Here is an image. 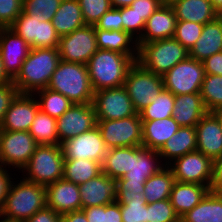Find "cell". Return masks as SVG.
I'll return each mask as SVG.
<instances>
[{"label": "cell", "instance_id": "obj_1", "mask_svg": "<svg viewBox=\"0 0 222 222\" xmlns=\"http://www.w3.org/2000/svg\"><path fill=\"white\" fill-rule=\"evenodd\" d=\"M137 59L138 54L98 49L86 64L94 92L123 86L129 68Z\"/></svg>", "mask_w": 222, "mask_h": 222}, {"label": "cell", "instance_id": "obj_2", "mask_svg": "<svg viewBox=\"0 0 222 222\" xmlns=\"http://www.w3.org/2000/svg\"><path fill=\"white\" fill-rule=\"evenodd\" d=\"M60 61L58 48H31L12 83L19 93L34 94L47 88Z\"/></svg>", "mask_w": 222, "mask_h": 222}, {"label": "cell", "instance_id": "obj_3", "mask_svg": "<svg viewBox=\"0 0 222 222\" xmlns=\"http://www.w3.org/2000/svg\"><path fill=\"white\" fill-rule=\"evenodd\" d=\"M16 182L10 184L0 212V222H25L46 206L45 186L24 178Z\"/></svg>", "mask_w": 222, "mask_h": 222}, {"label": "cell", "instance_id": "obj_4", "mask_svg": "<svg viewBox=\"0 0 222 222\" xmlns=\"http://www.w3.org/2000/svg\"><path fill=\"white\" fill-rule=\"evenodd\" d=\"M76 104L93 102L94 90L86 64L60 61L47 86Z\"/></svg>", "mask_w": 222, "mask_h": 222}, {"label": "cell", "instance_id": "obj_5", "mask_svg": "<svg viewBox=\"0 0 222 222\" xmlns=\"http://www.w3.org/2000/svg\"><path fill=\"white\" fill-rule=\"evenodd\" d=\"M188 56L189 51L180 42L168 38L143 43L138 48L137 62L146 70L163 76Z\"/></svg>", "mask_w": 222, "mask_h": 222}, {"label": "cell", "instance_id": "obj_6", "mask_svg": "<svg viewBox=\"0 0 222 222\" xmlns=\"http://www.w3.org/2000/svg\"><path fill=\"white\" fill-rule=\"evenodd\" d=\"M64 160L61 145H38L22 169L23 178L46 187L63 178Z\"/></svg>", "mask_w": 222, "mask_h": 222}, {"label": "cell", "instance_id": "obj_7", "mask_svg": "<svg viewBox=\"0 0 222 222\" xmlns=\"http://www.w3.org/2000/svg\"><path fill=\"white\" fill-rule=\"evenodd\" d=\"M123 86L138 114L164 89L162 76L146 70L137 61L129 68Z\"/></svg>", "mask_w": 222, "mask_h": 222}, {"label": "cell", "instance_id": "obj_8", "mask_svg": "<svg viewBox=\"0 0 222 222\" xmlns=\"http://www.w3.org/2000/svg\"><path fill=\"white\" fill-rule=\"evenodd\" d=\"M31 48H58L60 37L51 21L42 15H29L22 12L9 27Z\"/></svg>", "mask_w": 222, "mask_h": 222}, {"label": "cell", "instance_id": "obj_9", "mask_svg": "<svg viewBox=\"0 0 222 222\" xmlns=\"http://www.w3.org/2000/svg\"><path fill=\"white\" fill-rule=\"evenodd\" d=\"M205 77L203 63L187 57L163 76L164 89L173 95L200 93Z\"/></svg>", "mask_w": 222, "mask_h": 222}, {"label": "cell", "instance_id": "obj_10", "mask_svg": "<svg viewBox=\"0 0 222 222\" xmlns=\"http://www.w3.org/2000/svg\"><path fill=\"white\" fill-rule=\"evenodd\" d=\"M97 127L108 149L142 146V120L138 113L118 120H97Z\"/></svg>", "mask_w": 222, "mask_h": 222}, {"label": "cell", "instance_id": "obj_11", "mask_svg": "<svg viewBox=\"0 0 222 222\" xmlns=\"http://www.w3.org/2000/svg\"><path fill=\"white\" fill-rule=\"evenodd\" d=\"M37 146L29 131L0 130V166L23 169Z\"/></svg>", "mask_w": 222, "mask_h": 222}, {"label": "cell", "instance_id": "obj_12", "mask_svg": "<svg viewBox=\"0 0 222 222\" xmlns=\"http://www.w3.org/2000/svg\"><path fill=\"white\" fill-rule=\"evenodd\" d=\"M173 161L167 166L172 171L175 181L196 183L210 188L213 160L209 156H205L199 151H194Z\"/></svg>", "mask_w": 222, "mask_h": 222}, {"label": "cell", "instance_id": "obj_13", "mask_svg": "<svg viewBox=\"0 0 222 222\" xmlns=\"http://www.w3.org/2000/svg\"><path fill=\"white\" fill-rule=\"evenodd\" d=\"M98 50L95 26L84 25L60 37L58 51L61 61L87 64Z\"/></svg>", "mask_w": 222, "mask_h": 222}, {"label": "cell", "instance_id": "obj_14", "mask_svg": "<svg viewBox=\"0 0 222 222\" xmlns=\"http://www.w3.org/2000/svg\"><path fill=\"white\" fill-rule=\"evenodd\" d=\"M92 104L97 120H118L137 114L124 86L94 92Z\"/></svg>", "mask_w": 222, "mask_h": 222}, {"label": "cell", "instance_id": "obj_15", "mask_svg": "<svg viewBox=\"0 0 222 222\" xmlns=\"http://www.w3.org/2000/svg\"><path fill=\"white\" fill-rule=\"evenodd\" d=\"M56 123L59 144L61 145L66 140L97 126L95 108L92 103H74L61 117L56 119Z\"/></svg>", "mask_w": 222, "mask_h": 222}, {"label": "cell", "instance_id": "obj_16", "mask_svg": "<svg viewBox=\"0 0 222 222\" xmlns=\"http://www.w3.org/2000/svg\"><path fill=\"white\" fill-rule=\"evenodd\" d=\"M65 159H89L102 164L108 148L97 126L61 144Z\"/></svg>", "mask_w": 222, "mask_h": 222}, {"label": "cell", "instance_id": "obj_17", "mask_svg": "<svg viewBox=\"0 0 222 222\" xmlns=\"http://www.w3.org/2000/svg\"><path fill=\"white\" fill-rule=\"evenodd\" d=\"M38 110L34 94L18 93L4 115L0 130L29 131Z\"/></svg>", "mask_w": 222, "mask_h": 222}, {"label": "cell", "instance_id": "obj_18", "mask_svg": "<svg viewBox=\"0 0 222 222\" xmlns=\"http://www.w3.org/2000/svg\"><path fill=\"white\" fill-rule=\"evenodd\" d=\"M31 47L12 29L0 28V55L7 75L13 80L19 73Z\"/></svg>", "mask_w": 222, "mask_h": 222}, {"label": "cell", "instance_id": "obj_19", "mask_svg": "<svg viewBox=\"0 0 222 222\" xmlns=\"http://www.w3.org/2000/svg\"><path fill=\"white\" fill-rule=\"evenodd\" d=\"M46 206L60 215L81 210V196L79 185L65 179L47 185Z\"/></svg>", "mask_w": 222, "mask_h": 222}, {"label": "cell", "instance_id": "obj_20", "mask_svg": "<svg viewBox=\"0 0 222 222\" xmlns=\"http://www.w3.org/2000/svg\"><path fill=\"white\" fill-rule=\"evenodd\" d=\"M82 208L108 205L116 201L117 180L105 173L79 185Z\"/></svg>", "mask_w": 222, "mask_h": 222}, {"label": "cell", "instance_id": "obj_21", "mask_svg": "<svg viewBox=\"0 0 222 222\" xmlns=\"http://www.w3.org/2000/svg\"><path fill=\"white\" fill-rule=\"evenodd\" d=\"M197 149L212 160L222 155V128L218 118L208 112L196 124Z\"/></svg>", "mask_w": 222, "mask_h": 222}, {"label": "cell", "instance_id": "obj_22", "mask_svg": "<svg viewBox=\"0 0 222 222\" xmlns=\"http://www.w3.org/2000/svg\"><path fill=\"white\" fill-rule=\"evenodd\" d=\"M176 23L177 18L172 6L160 5L147 19L143 34L137 40L138 48L143 43L173 38Z\"/></svg>", "mask_w": 222, "mask_h": 222}, {"label": "cell", "instance_id": "obj_23", "mask_svg": "<svg viewBox=\"0 0 222 222\" xmlns=\"http://www.w3.org/2000/svg\"><path fill=\"white\" fill-rule=\"evenodd\" d=\"M156 150L143 146H132V165L129 172L117 180H129V182H146L165 165Z\"/></svg>", "mask_w": 222, "mask_h": 222}, {"label": "cell", "instance_id": "obj_24", "mask_svg": "<svg viewBox=\"0 0 222 222\" xmlns=\"http://www.w3.org/2000/svg\"><path fill=\"white\" fill-rule=\"evenodd\" d=\"M208 113L200 93L174 95L172 117L180 127H194Z\"/></svg>", "mask_w": 222, "mask_h": 222}, {"label": "cell", "instance_id": "obj_25", "mask_svg": "<svg viewBox=\"0 0 222 222\" xmlns=\"http://www.w3.org/2000/svg\"><path fill=\"white\" fill-rule=\"evenodd\" d=\"M222 49V16L204 24L200 38L189 51V57L200 62Z\"/></svg>", "mask_w": 222, "mask_h": 222}, {"label": "cell", "instance_id": "obj_26", "mask_svg": "<svg viewBox=\"0 0 222 222\" xmlns=\"http://www.w3.org/2000/svg\"><path fill=\"white\" fill-rule=\"evenodd\" d=\"M210 191L205 185L175 181L170 193V202L175 213L181 218L196 206Z\"/></svg>", "mask_w": 222, "mask_h": 222}, {"label": "cell", "instance_id": "obj_27", "mask_svg": "<svg viewBox=\"0 0 222 222\" xmlns=\"http://www.w3.org/2000/svg\"><path fill=\"white\" fill-rule=\"evenodd\" d=\"M180 128L173 117L158 120H142V146L159 151Z\"/></svg>", "mask_w": 222, "mask_h": 222}, {"label": "cell", "instance_id": "obj_28", "mask_svg": "<svg viewBox=\"0 0 222 222\" xmlns=\"http://www.w3.org/2000/svg\"><path fill=\"white\" fill-rule=\"evenodd\" d=\"M196 128L180 127L178 131L172 135L167 142L158 151L161 159L166 161L164 165H168L176 158L185 154L196 151Z\"/></svg>", "mask_w": 222, "mask_h": 222}, {"label": "cell", "instance_id": "obj_29", "mask_svg": "<svg viewBox=\"0 0 222 222\" xmlns=\"http://www.w3.org/2000/svg\"><path fill=\"white\" fill-rule=\"evenodd\" d=\"M172 8L177 21H191L204 25L219 17L210 0H179Z\"/></svg>", "mask_w": 222, "mask_h": 222}, {"label": "cell", "instance_id": "obj_30", "mask_svg": "<svg viewBox=\"0 0 222 222\" xmlns=\"http://www.w3.org/2000/svg\"><path fill=\"white\" fill-rule=\"evenodd\" d=\"M51 22L59 37L86 25L78 0H62Z\"/></svg>", "mask_w": 222, "mask_h": 222}, {"label": "cell", "instance_id": "obj_31", "mask_svg": "<svg viewBox=\"0 0 222 222\" xmlns=\"http://www.w3.org/2000/svg\"><path fill=\"white\" fill-rule=\"evenodd\" d=\"M180 222H222V194L209 191Z\"/></svg>", "mask_w": 222, "mask_h": 222}, {"label": "cell", "instance_id": "obj_32", "mask_svg": "<svg viewBox=\"0 0 222 222\" xmlns=\"http://www.w3.org/2000/svg\"><path fill=\"white\" fill-rule=\"evenodd\" d=\"M95 34L98 49H106L120 54H138L137 40L128 32L95 29Z\"/></svg>", "mask_w": 222, "mask_h": 222}, {"label": "cell", "instance_id": "obj_33", "mask_svg": "<svg viewBox=\"0 0 222 222\" xmlns=\"http://www.w3.org/2000/svg\"><path fill=\"white\" fill-rule=\"evenodd\" d=\"M175 178L168 166H164L156 174L150 176L144 183V197L147 203H153L170 198Z\"/></svg>", "mask_w": 222, "mask_h": 222}, {"label": "cell", "instance_id": "obj_34", "mask_svg": "<svg viewBox=\"0 0 222 222\" xmlns=\"http://www.w3.org/2000/svg\"><path fill=\"white\" fill-rule=\"evenodd\" d=\"M102 173V165L89 159H65L63 179L77 185L83 184Z\"/></svg>", "mask_w": 222, "mask_h": 222}, {"label": "cell", "instance_id": "obj_35", "mask_svg": "<svg viewBox=\"0 0 222 222\" xmlns=\"http://www.w3.org/2000/svg\"><path fill=\"white\" fill-rule=\"evenodd\" d=\"M102 172L113 179L122 178L132 165V146L110 148L102 162Z\"/></svg>", "mask_w": 222, "mask_h": 222}, {"label": "cell", "instance_id": "obj_36", "mask_svg": "<svg viewBox=\"0 0 222 222\" xmlns=\"http://www.w3.org/2000/svg\"><path fill=\"white\" fill-rule=\"evenodd\" d=\"M29 133L38 145H60L56 119L40 109L36 113Z\"/></svg>", "mask_w": 222, "mask_h": 222}, {"label": "cell", "instance_id": "obj_37", "mask_svg": "<svg viewBox=\"0 0 222 222\" xmlns=\"http://www.w3.org/2000/svg\"><path fill=\"white\" fill-rule=\"evenodd\" d=\"M34 95L39 98V109L55 119L61 117L74 104L66 96L49 88L38 90Z\"/></svg>", "mask_w": 222, "mask_h": 222}, {"label": "cell", "instance_id": "obj_38", "mask_svg": "<svg viewBox=\"0 0 222 222\" xmlns=\"http://www.w3.org/2000/svg\"><path fill=\"white\" fill-rule=\"evenodd\" d=\"M173 108L174 95L163 89L139 114L141 120H162L172 117Z\"/></svg>", "mask_w": 222, "mask_h": 222}, {"label": "cell", "instance_id": "obj_39", "mask_svg": "<svg viewBox=\"0 0 222 222\" xmlns=\"http://www.w3.org/2000/svg\"><path fill=\"white\" fill-rule=\"evenodd\" d=\"M200 95L208 112L222 108V76L205 74Z\"/></svg>", "mask_w": 222, "mask_h": 222}, {"label": "cell", "instance_id": "obj_40", "mask_svg": "<svg viewBox=\"0 0 222 222\" xmlns=\"http://www.w3.org/2000/svg\"><path fill=\"white\" fill-rule=\"evenodd\" d=\"M88 222H122L120 204L115 201L108 205L82 208Z\"/></svg>", "mask_w": 222, "mask_h": 222}, {"label": "cell", "instance_id": "obj_41", "mask_svg": "<svg viewBox=\"0 0 222 222\" xmlns=\"http://www.w3.org/2000/svg\"><path fill=\"white\" fill-rule=\"evenodd\" d=\"M203 26L191 21H177L173 38L190 51L200 38Z\"/></svg>", "mask_w": 222, "mask_h": 222}, {"label": "cell", "instance_id": "obj_42", "mask_svg": "<svg viewBox=\"0 0 222 222\" xmlns=\"http://www.w3.org/2000/svg\"><path fill=\"white\" fill-rule=\"evenodd\" d=\"M147 222H180L169 199L147 203Z\"/></svg>", "mask_w": 222, "mask_h": 222}, {"label": "cell", "instance_id": "obj_43", "mask_svg": "<svg viewBox=\"0 0 222 222\" xmlns=\"http://www.w3.org/2000/svg\"><path fill=\"white\" fill-rule=\"evenodd\" d=\"M86 25L95 26L101 16L112 6L110 0H78Z\"/></svg>", "mask_w": 222, "mask_h": 222}, {"label": "cell", "instance_id": "obj_44", "mask_svg": "<svg viewBox=\"0 0 222 222\" xmlns=\"http://www.w3.org/2000/svg\"><path fill=\"white\" fill-rule=\"evenodd\" d=\"M62 0H23V12L29 15H42L51 21Z\"/></svg>", "mask_w": 222, "mask_h": 222}, {"label": "cell", "instance_id": "obj_45", "mask_svg": "<svg viewBox=\"0 0 222 222\" xmlns=\"http://www.w3.org/2000/svg\"><path fill=\"white\" fill-rule=\"evenodd\" d=\"M123 31L128 32L138 40L143 34L146 21L134 11L131 6L121 7Z\"/></svg>", "mask_w": 222, "mask_h": 222}, {"label": "cell", "instance_id": "obj_46", "mask_svg": "<svg viewBox=\"0 0 222 222\" xmlns=\"http://www.w3.org/2000/svg\"><path fill=\"white\" fill-rule=\"evenodd\" d=\"M145 182H129V180H117V197L119 204H126L130 200L145 199L144 197Z\"/></svg>", "mask_w": 222, "mask_h": 222}, {"label": "cell", "instance_id": "obj_47", "mask_svg": "<svg viewBox=\"0 0 222 222\" xmlns=\"http://www.w3.org/2000/svg\"><path fill=\"white\" fill-rule=\"evenodd\" d=\"M122 222H147L146 199L130 200L120 204Z\"/></svg>", "mask_w": 222, "mask_h": 222}, {"label": "cell", "instance_id": "obj_48", "mask_svg": "<svg viewBox=\"0 0 222 222\" xmlns=\"http://www.w3.org/2000/svg\"><path fill=\"white\" fill-rule=\"evenodd\" d=\"M23 12V0H0V28L10 27Z\"/></svg>", "mask_w": 222, "mask_h": 222}, {"label": "cell", "instance_id": "obj_49", "mask_svg": "<svg viewBox=\"0 0 222 222\" xmlns=\"http://www.w3.org/2000/svg\"><path fill=\"white\" fill-rule=\"evenodd\" d=\"M95 29L122 31L121 8H111L95 24Z\"/></svg>", "mask_w": 222, "mask_h": 222}, {"label": "cell", "instance_id": "obj_50", "mask_svg": "<svg viewBox=\"0 0 222 222\" xmlns=\"http://www.w3.org/2000/svg\"><path fill=\"white\" fill-rule=\"evenodd\" d=\"M19 93L13 83L0 85V125L11 102Z\"/></svg>", "mask_w": 222, "mask_h": 222}, {"label": "cell", "instance_id": "obj_51", "mask_svg": "<svg viewBox=\"0 0 222 222\" xmlns=\"http://www.w3.org/2000/svg\"><path fill=\"white\" fill-rule=\"evenodd\" d=\"M159 0H135L130 6L145 21L160 6Z\"/></svg>", "mask_w": 222, "mask_h": 222}, {"label": "cell", "instance_id": "obj_52", "mask_svg": "<svg viewBox=\"0 0 222 222\" xmlns=\"http://www.w3.org/2000/svg\"><path fill=\"white\" fill-rule=\"evenodd\" d=\"M210 191L222 194V155L213 160Z\"/></svg>", "mask_w": 222, "mask_h": 222}, {"label": "cell", "instance_id": "obj_53", "mask_svg": "<svg viewBox=\"0 0 222 222\" xmlns=\"http://www.w3.org/2000/svg\"><path fill=\"white\" fill-rule=\"evenodd\" d=\"M202 63L205 74L222 76V52L211 55Z\"/></svg>", "mask_w": 222, "mask_h": 222}, {"label": "cell", "instance_id": "obj_54", "mask_svg": "<svg viewBox=\"0 0 222 222\" xmlns=\"http://www.w3.org/2000/svg\"><path fill=\"white\" fill-rule=\"evenodd\" d=\"M61 215L53 209L45 206L43 209L38 210L32 217L25 222H60Z\"/></svg>", "mask_w": 222, "mask_h": 222}, {"label": "cell", "instance_id": "obj_55", "mask_svg": "<svg viewBox=\"0 0 222 222\" xmlns=\"http://www.w3.org/2000/svg\"><path fill=\"white\" fill-rule=\"evenodd\" d=\"M7 168L0 166V212L3 208L5 198L7 196L10 184H11V173Z\"/></svg>", "mask_w": 222, "mask_h": 222}, {"label": "cell", "instance_id": "obj_56", "mask_svg": "<svg viewBox=\"0 0 222 222\" xmlns=\"http://www.w3.org/2000/svg\"><path fill=\"white\" fill-rule=\"evenodd\" d=\"M60 222H88V220L81 209L61 215Z\"/></svg>", "mask_w": 222, "mask_h": 222}, {"label": "cell", "instance_id": "obj_57", "mask_svg": "<svg viewBox=\"0 0 222 222\" xmlns=\"http://www.w3.org/2000/svg\"><path fill=\"white\" fill-rule=\"evenodd\" d=\"M12 83V79L7 75L4 69V64L0 55V85Z\"/></svg>", "mask_w": 222, "mask_h": 222}, {"label": "cell", "instance_id": "obj_58", "mask_svg": "<svg viewBox=\"0 0 222 222\" xmlns=\"http://www.w3.org/2000/svg\"><path fill=\"white\" fill-rule=\"evenodd\" d=\"M135 0H110L112 8L130 6Z\"/></svg>", "mask_w": 222, "mask_h": 222}, {"label": "cell", "instance_id": "obj_59", "mask_svg": "<svg viewBox=\"0 0 222 222\" xmlns=\"http://www.w3.org/2000/svg\"><path fill=\"white\" fill-rule=\"evenodd\" d=\"M210 2L214 6L219 16H222V0H210Z\"/></svg>", "mask_w": 222, "mask_h": 222}, {"label": "cell", "instance_id": "obj_60", "mask_svg": "<svg viewBox=\"0 0 222 222\" xmlns=\"http://www.w3.org/2000/svg\"><path fill=\"white\" fill-rule=\"evenodd\" d=\"M219 120V123L221 125V128H222V108L221 109H218L214 112H212Z\"/></svg>", "mask_w": 222, "mask_h": 222}, {"label": "cell", "instance_id": "obj_61", "mask_svg": "<svg viewBox=\"0 0 222 222\" xmlns=\"http://www.w3.org/2000/svg\"><path fill=\"white\" fill-rule=\"evenodd\" d=\"M161 5L172 6L174 3L178 2L179 0H159Z\"/></svg>", "mask_w": 222, "mask_h": 222}]
</instances>
